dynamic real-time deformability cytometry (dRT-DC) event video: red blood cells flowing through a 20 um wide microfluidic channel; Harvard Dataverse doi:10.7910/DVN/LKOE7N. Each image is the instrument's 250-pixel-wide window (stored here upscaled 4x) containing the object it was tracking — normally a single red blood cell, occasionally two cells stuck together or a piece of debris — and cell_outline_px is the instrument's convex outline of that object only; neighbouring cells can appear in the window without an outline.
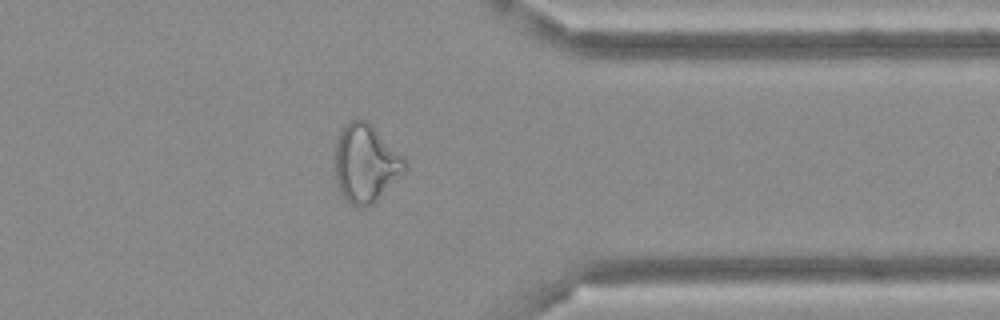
{"species": "Egyptian fruit bat (a non-hibernating species)", "species_latin": "Rousettus aegyptiacus", "temperature_condition": "cold", "stored_images_in_passage": 36, "camera_frame_rate_fps": 3000, "um_per_image_px": 0.085, "frame": {"image": 1, "passage_image": 26, "time_ms": 8.333, "image_size_px": [1000, 320], "cell_outline_px": [[408, 168], [372, 204], [364, 208], [360, 208], [352, 204], [340, 192], [336, 184], [332, 160], [332, 152], [340, 128], [348, 120], [356, 116], [372, 124], [404, 156]], "centroid_in_image_um": [31.02, 13.82], "position_along_channel_um": 380.4, "area_um2": 32.77}}